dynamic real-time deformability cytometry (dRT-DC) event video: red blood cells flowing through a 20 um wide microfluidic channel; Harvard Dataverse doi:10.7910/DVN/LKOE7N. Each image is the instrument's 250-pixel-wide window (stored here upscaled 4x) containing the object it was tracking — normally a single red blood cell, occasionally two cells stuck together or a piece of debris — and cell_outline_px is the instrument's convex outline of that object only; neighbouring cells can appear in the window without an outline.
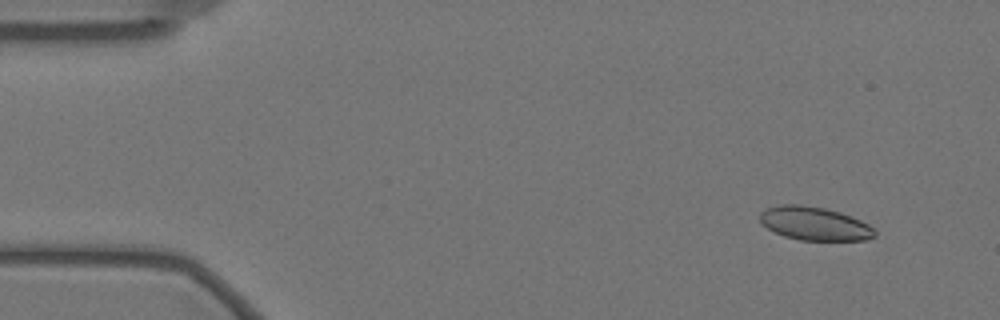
{"species": "Egyptian fruit bat (a non-hibernating species)", "species_latin": "Rousettus aegyptiacus", "temperature_condition": "warm", "stored_images_in_passage": 12, "camera_frame_rate_fps": 3000, "um_per_image_px": 0.085, "animal": {"sex": "female"}, "frame": {"image": 1, "passage_image": 5, "time_ms": 1.333, "image_size_px": [1000, 320], "cell_outline_px": [[876, 236], [864, 240], [800, 240], [784, 236], [768, 228], [760, 220], [760, 212], [768, 208], [780, 204], [800, 204], [824, 208], [840, 212], [860, 220], [868, 224], [876, 232]], "centroid_in_image_um": [69.24, 19.0], "position_along_channel_um": 15.8, "area_um2": 22.2}}